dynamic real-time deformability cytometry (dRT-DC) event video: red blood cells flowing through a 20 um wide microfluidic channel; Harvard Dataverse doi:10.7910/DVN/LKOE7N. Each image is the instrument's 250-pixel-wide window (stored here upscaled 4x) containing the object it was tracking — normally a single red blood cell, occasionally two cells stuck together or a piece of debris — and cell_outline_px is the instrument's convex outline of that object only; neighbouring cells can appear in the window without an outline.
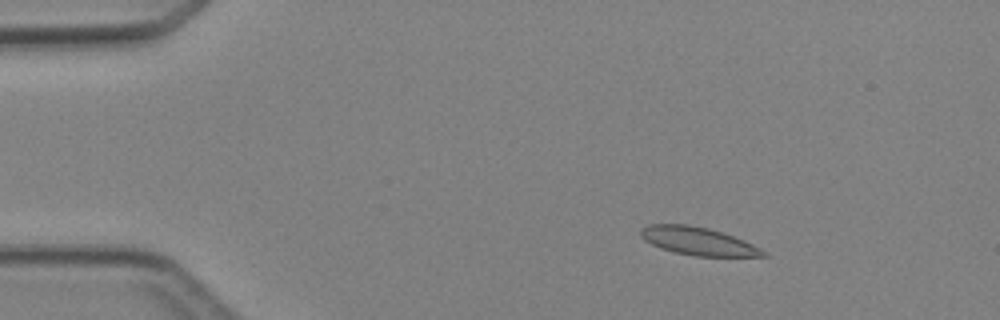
{"species": "Egyptian fruit bat (a non-hibernating species)", "species_latin": "Rousettus aegyptiacus", "temperature_condition": "cold", "stored_images_in_passage": 4, "camera_frame_rate_fps": 3000, "um_per_image_px": 0.085, "animal": {"sex": "female"}, "frame": {"image": 1, "passage_image": 2, "time_ms": 1.0, "image_size_px": [1000, 320], "cell_outline_px": [[768, 256], [692, 256], [660, 248], [644, 240], [640, 236], [640, 228], [648, 224], [688, 224], [708, 228], [744, 240], [768, 252]], "centroid_in_image_um": [59.31, 20.49], "position_along_channel_um": 25.7, "area_um2": 19.94}}
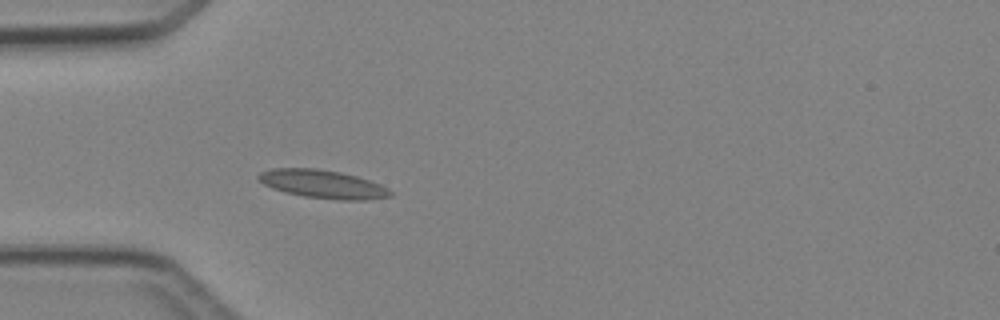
{"frame": {"image": 2, "passage_image": 4, "time_ms": 3.333, "image_size_px": [1000, 320], "cell_outline_px": [[392, 196], [368, 200], [340, 200], [304, 196], [272, 188], [264, 184], [256, 176], [260, 172], [272, 168], [316, 168], [340, 172], [356, 176], [380, 184], [388, 188], [392, 192]], "centroid_in_image_um": [27.45, 15.64], "position_along_channel_um": 57.5, "area_um2": 21.62}}